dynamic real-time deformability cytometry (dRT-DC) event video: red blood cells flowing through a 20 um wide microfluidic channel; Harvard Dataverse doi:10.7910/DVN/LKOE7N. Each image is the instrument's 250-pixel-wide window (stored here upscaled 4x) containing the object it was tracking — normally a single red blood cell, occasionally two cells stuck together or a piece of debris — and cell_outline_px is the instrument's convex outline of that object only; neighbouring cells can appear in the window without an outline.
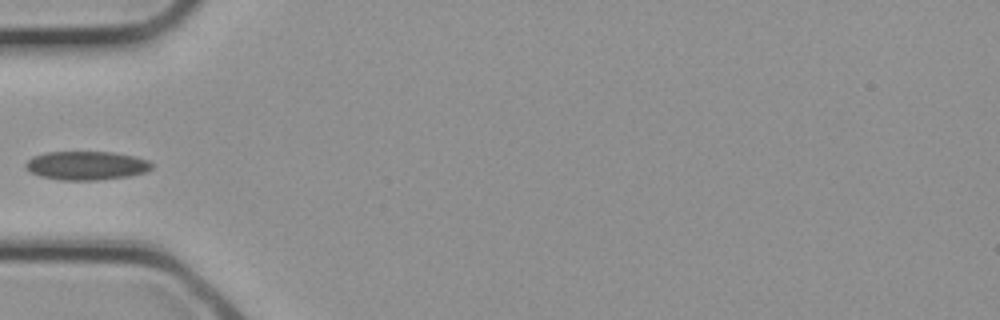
{"species": "common noctule bat (a hibernating species)", "species_latin": "Nyctalus noctula", "temperature_condition": "cold", "stored_images_in_passage": 2, "camera_frame_rate_fps": 3000, "um_per_image_px": 0.085, "animal": {"sex": "female", "body_mass_g": 21.9}, "frame": {"image": 1, "passage_image": 1, "time_ms": 0.0, "image_size_px": [1000, 320], "cell_outline_px": [[152, 168], [144, 172], [128, 176], [96, 180], [60, 180], [40, 176], [28, 172], [24, 168], [24, 164], [32, 156], [44, 152], [112, 152], [136, 156], [148, 160], [152, 164]], "centroid_in_image_um": [7.29, 14.07], "position_along_channel_um": 77.7, "area_um2": 21.27}}